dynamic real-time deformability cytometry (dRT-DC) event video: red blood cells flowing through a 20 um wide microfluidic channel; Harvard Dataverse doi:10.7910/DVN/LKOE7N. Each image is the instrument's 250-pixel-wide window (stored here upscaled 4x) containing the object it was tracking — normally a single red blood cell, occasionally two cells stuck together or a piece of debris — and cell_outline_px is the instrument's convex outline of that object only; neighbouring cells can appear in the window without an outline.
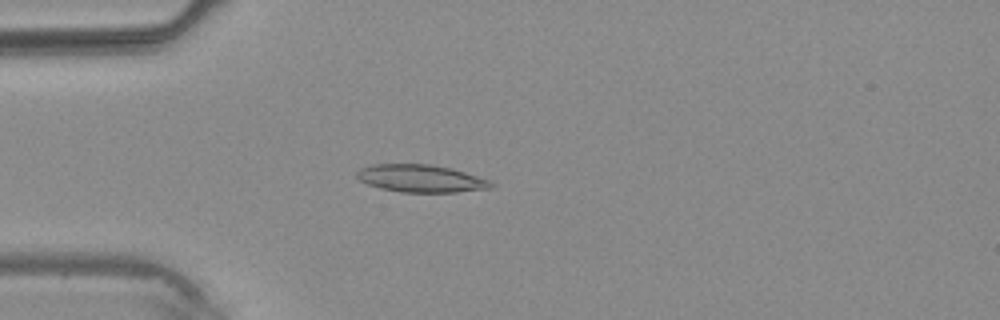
{"species": "common noctule bat (a hibernating species)", "species_latin": "Nyctalus noctula", "temperature_condition": "warm", "stored_images_in_passage": 2, "camera_frame_rate_fps": 3000, "um_per_image_px": 0.085, "animal": {"sex": "male", "body_mass_g": 20.4}, "frame": {"image": 1, "passage_image": 2, "time_ms": 2.0, "image_size_px": [1000, 320], "cell_outline_px": [[496, 184], [492, 188], [456, 192], [400, 192], [380, 188], [368, 184], [360, 180], [356, 176], [356, 172], [360, 168], [372, 164], [432, 164], [452, 168], [488, 180]], "centroid_in_image_um": [35.76, 15.17], "position_along_channel_um": 49.2, "area_um2": 21.56}}